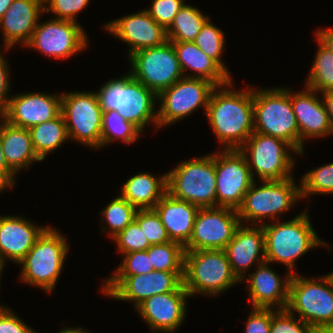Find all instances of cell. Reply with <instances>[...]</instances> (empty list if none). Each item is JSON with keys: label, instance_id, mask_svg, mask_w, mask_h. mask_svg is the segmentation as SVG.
<instances>
[{"label": "cell", "instance_id": "6da1fadb", "mask_svg": "<svg viewBox=\"0 0 333 333\" xmlns=\"http://www.w3.org/2000/svg\"><path fill=\"white\" fill-rule=\"evenodd\" d=\"M232 83L213 89L206 110L210 126L225 150L240 149L254 132L253 89L233 91Z\"/></svg>", "mask_w": 333, "mask_h": 333}, {"label": "cell", "instance_id": "7a4b0ae2", "mask_svg": "<svg viewBox=\"0 0 333 333\" xmlns=\"http://www.w3.org/2000/svg\"><path fill=\"white\" fill-rule=\"evenodd\" d=\"M102 111L115 110L141 131L151 122L158 128L155 104L157 94L135 79L130 72L118 79H110L98 92Z\"/></svg>", "mask_w": 333, "mask_h": 333}, {"label": "cell", "instance_id": "3957f363", "mask_svg": "<svg viewBox=\"0 0 333 333\" xmlns=\"http://www.w3.org/2000/svg\"><path fill=\"white\" fill-rule=\"evenodd\" d=\"M265 261L279 262L292 270L295 261L319 245L329 246L319 238L312 228L307 212H302L283 223H263Z\"/></svg>", "mask_w": 333, "mask_h": 333}, {"label": "cell", "instance_id": "277c9868", "mask_svg": "<svg viewBox=\"0 0 333 333\" xmlns=\"http://www.w3.org/2000/svg\"><path fill=\"white\" fill-rule=\"evenodd\" d=\"M253 117L254 132L284 140L299 153V129L288 88L253 89Z\"/></svg>", "mask_w": 333, "mask_h": 333}, {"label": "cell", "instance_id": "5b68a950", "mask_svg": "<svg viewBox=\"0 0 333 333\" xmlns=\"http://www.w3.org/2000/svg\"><path fill=\"white\" fill-rule=\"evenodd\" d=\"M167 192L200 208L217 207L215 153L183 161L169 171Z\"/></svg>", "mask_w": 333, "mask_h": 333}, {"label": "cell", "instance_id": "8992f818", "mask_svg": "<svg viewBox=\"0 0 333 333\" xmlns=\"http://www.w3.org/2000/svg\"><path fill=\"white\" fill-rule=\"evenodd\" d=\"M240 282L224 250L185 251L183 285L189 295H218Z\"/></svg>", "mask_w": 333, "mask_h": 333}, {"label": "cell", "instance_id": "52a82bcc", "mask_svg": "<svg viewBox=\"0 0 333 333\" xmlns=\"http://www.w3.org/2000/svg\"><path fill=\"white\" fill-rule=\"evenodd\" d=\"M67 239L48 227L37 239L21 264V280L51 293L58 281L68 253Z\"/></svg>", "mask_w": 333, "mask_h": 333}, {"label": "cell", "instance_id": "ba28073f", "mask_svg": "<svg viewBox=\"0 0 333 333\" xmlns=\"http://www.w3.org/2000/svg\"><path fill=\"white\" fill-rule=\"evenodd\" d=\"M286 310L299 314L314 330L333 325V284L329 276L309 279L293 273Z\"/></svg>", "mask_w": 333, "mask_h": 333}, {"label": "cell", "instance_id": "9c48e42d", "mask_svg": "<svg viewBox=\"0 0 333 333\" xmlns=\"http://www.w3.org/2000/svg\"><path fill=\"white\" fill-rule=\"evenodd\" d=\"M263 186H256L255 181L244 195L241 206L237 209L240 223L242 221L259 223L265 218L279 219L278 214L287 212L296 201L301 199V189L294 178L285 180L261 181ZM258 187V188H257Z\"/></svg>", "mask_w": 333, "mask_h": 333}, {"label": "cell", "instance_id": "30bf717a", "mask_svg": "<svg viewBox=\"0 0 333 333\" xmlns=\"http://www.w3.org/2000/svg\"><path fill=\"white\" fill-rule=\"evenodd\" d=\"M287 148L297 153L284 140L253 132L239 150L246 157L253 179L255 170V175L257 174L261 181H267L285 180L293 176L291 173L295 161Z\"/></svg>", "mask_w": 333, "mask_h": 333}, {"label": "cell", "instance_id": "8fae6325", "mask_svg": "<svg viewBox=\"0 0 333 333\" xmlns=\"http://www.w3.org/2000/svg\"><path fill=\"white\" fill-rule=\"evenodd\" d=\"M215 87L214 83L203 78L182 77L161 91L157 95L158 101L160 99V108L157 111L158 127L178 122L188 117L198 107H204L206 113Z\"/></svg>", "mask_w": 333, "mask_h": 333}, {"label": "cell", "instance_id": "7c38bea8", "mask_svg": "<svg viewBox=\"0 0 333 333\" xmlns=\"http://www.w3.org/2000/svg\"><path fill=\"white\" fill-rule=\"evenodd\" d=\"M61 114L69 139L100 148L103 111L96 92H69L62 94Z\"/></svg>", "mask_w": 333, "mask_h": 333}, {"label": "cell", "instance_id": "4fadbf2b", "mask_svg": "<svg viewBox=\"0 0 333 333\" xmlns=\"http://www.w3.org/2000/svg\"><path fill=\"white\" fill-rule=\"evenodd\" d=\"M130 74L157 95L184 77L172 42L146 48L129 58Z\"/></svg>", "mask_w": 333, "mask_h": 333}, {"label": "cell", "instance_id": "5bb4252c", "mask_svg": "<svg viewBox=\"0 0 333 333\" xmlns=\"http://www.w3.org/2000/svg\"><path fill=\"white\" fill-rule=\"evenodd\" d=\"M184 272L152 271L134 276H111L102 286L110 298L133 301L136 308L145 299L157 294L177 291L183 285Z\"/></svg>", "mask_w": 333, "mask_h": 333}, {"label": "cell", "instance_id": "9a60e30c", "mask_svg": "<svg viewBox=\"0 0 333 333\" xmlns=\"http://www.w3.org/2000/svg\"><path fill=\"white\" fill-rule=\"evenodd\" d=\"M217 207L237 210L255 181L246 157L239 149L215 153Z\"/></svg>", "mask_w": 333, "mask_h": 333}, {"label": "cell", "instance_id": "2e32d148", "mask_svg": "<svg viewBox=\"0 0 333 333\" xmlns=\"http://www.w3.org/2000/svg\"><path fill=\"white\" fill-rule=\"evenodd\" d=\"M237 210L228 207L200 208L193 226L192 236L185 251L224 250L240 225Z\"/></svg>", "mask_w": 333, "mask_h": 333}, {"label": "cell", "instance_id": "e0dca14e", "mask_svg": "<svg viewBox=\"0 0 333 333\" xmlns=\"http://www.w3.org/2000/svg\"><path fill=\"white\" fill-rule=\"evenodd\" d=\"M86 32L78 22L56 19L38 23L28 47L38 49L46 56L65 59L87 48Z\"/></svg>", "mask_w": 333, "mask_h": 333}, {"label": "cell", "instance_id": "ac0fdd59", "mask_svg": "<svg viewBox=\"0 0 333 333\" xmlns=\"http://www.w3.org/2000/svg\"><path fill=\"white\" fill-rule=\"evenodd\" d=\"M10 97L0 116L13 126L30 129L61 114L62 94L27 92Z\"/></svg>", "mask_w": 333, "mask_h": 333}, {"label": "cell", "instance_id": "d6986e66", "mask_svg": "<svg viewBox=\"0 0 333 333\" xmlns=\"http://www.w3.org/2000/svg\"><path fill=\"white\" fill-rule=\"evenodd\" d=\"M104 28L129 45V57L139 50L158 47L168 41L167 30L146 10L110 21Z\"/></svg>", "mask_w": 333, "mask_h": 333}, {"label": "cell", "instance_id": "ffe728a7", "mask_svg": "<svg viewBox=\"0 0 333 333\" xmlns=\"http://www.w3.org/2000/svg\"><path fill=\"white\" fill-rule=\"evenodd\" d=\"M190 295L182 285L177 291L145 299L135 309L153 332L172 333L186 318V300Z\"/></svg>", "mask_w": 333, "mask_h": 333}, {"label": "cell", "instance_id": "44dd1931", "mask_svg": "<svg viewBox=\"0 0 333 333\" xmlns=\"http://www.w3.org/2000/svg\"><path fill=\"white\" fill-rule=\"evenodd\" d=\"M316 90L305 86V91L291 92L290 99L299 129V153H304L306 138H319L332 133L323 99Z\"/></svg>", "mask_w": 333, "mask_h": 333}, {"label": "cell", "instance_id": "7402d4cb", "mask_svg": "<svg viewBox=\"0 0 333 333\" xmlns=\"http://www.w3.org/2000/svg\"><path fill=\"white\" fill-rule=\"evenodd\" d=\"M260 225V226H259ZM232 272L241 282L252 264L265 262L264 230L261 224L255 227L240 224L232 240L224 249ZM244 274V275H243Z\"/></svg>", "mask_w": 333, "mask_h": 333}, {"label": "cell", "instance_id": "603a6c76", "mask_svg": "<svg viewBox=\"0 0 333 333\" xmlns=\"http://www.w3.org/2000/svg\"><path fill=\"white\" fill-rule=\"evenodd\" d=\"M265 261L258 265L255 273L245 276L252 308H270L276 305L277 310L286 309L288 303L289 284L294 270L288 271L285 280L271 270ZM248 277V278H247Z\"/></svg>", "mask_w": 333, "mask_h": 333}, {"label": "cell", "instance_id": "cb8c5ba5", "mask_svg": "<svg viewBox=\"0 0 333 333\" xmlns=\"http://www.w3.org/2000/svg\"><path fill=\"white\" fill-rule=\"evenodd\" d=\"M42 12L43 0H14L11 3L0 19L5 50L18 43L24 46L28 44Z\"/></svg>", "mask_w": 333, "mask_h": 333}, {"label": "cell", "instance_id": "d4e9b609", "mask_svg": "<svg viewBox=\"0 0 333 333\" xmlns=\"http://www.w3.org/2000/svg\"><path fill=\"white\" fill-rule=\"evenodd\" d=\"M49 226L39 227L18 216L0 215V254L19 263Z\"/></svg>", "mask_w": 333, "mask_h": 333}, {"label": "cell", "instance_id": "484cf974", "mask_svg": "<svg viewBox=\"0 0 333 333\" xmlns=\"http://www.w3.org/2000/svg\"><path fill=\"white\" fill-rule=\"evenodd\" d=\"M200 207L172 197L168 192L153 210L158 214L171 241L185 246L192 236L193 226Z\"/></svg>", "mask_w": 333, "mask_h": 333}, {"label": "cell", "instance_id": "4316f807", "mask_svg": "<svg viewBox=\"0 0 333 333\" xmlns=\"http://www.w3.org/2000/svg\"><path fill=\"white\" fill-rule=\"evenodd\" d=\"M0 119V141L8 166L16 173L28 168L34 161H42L34 151L29 129Z\"/></svg>", "mask_w": 333, "mask_h": 333}, {"label": "cell", "instance_id": "83f0119b", "mask_svg": "<svg viewBox=\"0 0 333 333\" xmlns=\"http://www.w3.org/2000/svg\"><path fill=\"white\" fill-rule=\"evenodd\" d=\"M173 44L184 77L203 78L216 86H222L231 77L210 57H208L194 42L170 41ZM189 68L194 75H185Z\"/></svg>", "mask_w": 333, "mask_h": 333}, {"label": "cell", "instance_id": "f1b7e54d", "mask_svg": "<svg viewBox=\"0 0 333 333\" xmlns=\"http://www.w3.org/2000/svg\"><path fill=\"white\" fill-rule=\"evenodd\" d=\"M167 193V173L155 177L148 172L138 173L124 183L120 196L137 210L153 209Z\"/></svg>", "mask_w": 333, "mask_h": 333}, {"label": "cell", "instance_id": "f546056e", "mask_svg": "<svg viewBox=\"0 0 333 333\" xmlns=\"http://www.w3.org/2000/svg\"><path fill=\"white\" fill-rule=\"evenodd\" d=\"M29 132L34 151L42 161L48 153H54V150L69 139L62 114L30 128Z\"/></svg>", "mask_w": 333, "mask_h": 333}, {"label": "cell", "instance_id": "4dcf8cb0", "mask_svg": "<svg viewBox=\"0 0 333 333\" xmlns=\"http://www.w3.org/2000/svg\"><path fill=\"white\" fill-rule=\"evenodd\" d=\"M209 18L198 8L184 4L167 29L168 41L193 42Z\"/></svg>", "mask_w": 333, "mask_h": 333}, {"label": "cell", "instance_id": "1f68e13d", "mask_svg": "<svg viewBox=\"0 0 333 333\" xmlns=\"http://www.w3.org/2000/svg\"><path fill=\"white\" fill-rule=\"evenodd\" d=\"M141 132L137 126L125 120L117 111H103L100 148L118 139L126 144H132Z\"/></svg>", "mask_w": 333, "mask_h": 333}, {"label": "cell", "instance_id": "d6a6232c", "mask_svg": "<svg viewBox=\"0 0 333 333\" xmlns=\"http://www.w3.org/2000/svg\"><path fill=\"white\" fill-rule=\"evenodd\" d=\"M148 256L154 271L184 272L185 249L178 242L151 245L148 248Z\"/></svg>", "mask_w": 333, "mask_h": 333}, {"label": "cell", "instance_id": "836d02e7", "mask_svg": "<svg viewBox=\"0 0 333 333\" xmlns=\"http://www.w3.org/2000/svg\"><path fill=\"white\" fill-rule=\"evenodd\" d=\"M319 49L307 77L306 87L316 90L319 94L333 90V53L329 51L316 37Z\"/></svg>", "mask_w": 333, "mask_h": 333}, {"label": "cell", "instance_id": "e575fe53", "mask_svg": "<svg viewBox=\"0 0 333 333\" xmlns=\"http://www.w3.org/2000/svg\"><path fill=\"white\" fill-rule=\"evenodd\" d=\"M103 209L101 211V215H103L102 221L105 220V224L107 222V225L101 231L105 232L109 227L108 232L110 231L109 235L112 236L111 238L124 230L134 220L137 212V209L133 205L119 195Z\"/></svg>", "mask_w": 333, "mask_h": 333}, {"label": "cell", "instance_id": "d590c367", "mask_svg": "<svg viewBox=\"0 0 333 333\" xmlns=\"http://www.w3.org/2000/svg\"><path fill=\"white\" fill-rule=\"evenodd\" d=\"M225 34L221 29L214 26L210 22V18L205 22L200 32L194 39V43L201 49L208 57L213 59L229 76L227 67L221 59L224 51Z\"/></svg>", "mask_w": 333, "mask_h": 333}, {"label": "cell", "instance_id": "8d00e7d4", "mask_svg": "<svg viewBox=\"0 0 333 333\" xmlns=\"http://www.w3.org/2000/svg\"><path fill=\"white\" fill-rule=\"evenodd\" d=\"M301 180V198L310 194H333V163L310 170Z\"/></svg>", "mask_w": 333, "mask_h": 333}, {"label": "cell", "instance_id": "74e56055", "mask_svg": "<svg viewBox=\"0 0 333 333\" xmlns=\"http://www.w3.org/2000/svg\"><path fill=\"white\" fill-rule=\"evenodd\" d=\"M134 221L143 230L151 245L164 244L171 241L160 217L153 209L137 210Z\"/></svg>", "mask_w": 333, "mask_h": 333}, {"label": "cell", "instance_id": "f35d334b", "mask_svg": "<svg viewBox=\"0 0 333 333\" xmlns=\"http://www.w3.org/2000/svg\"><path fill=\"white\" fill-rule=\"evenodd\" d=\"M112 239L116 241L118 252L122 254L147 250L151 246L143 230L134 220Z\"/></svg>", "mask_w": 333, "mask_h": 333}, {"label": "cell", "instance_id": "ab89813d", "mask_svg": "<svg viewBox=\"0 0 333 333\" xmlns=\"http://www.w3.org/2000/svg\"><path fill=\"white\" fill-rule=\"evenodd\" d=\"M315 330L299 317L286 309H271V327L269 333H314Z\"/></svg>", "mask_w": 333, "mask_h": 333}, {"label": "cell", "instance_id": "60d3db41", "mask_svg": "<svg viewBox=\"0 0 333 333\" xmlns=\"http://www.w3.org/2000/svg\"><path fill=\"white\" fill-rule=\"evenodd\" d=\"M123 261L120 266L115 269V274L112 276H134L140 274H148L154 271V267L151 264L150 257L148 256V249L129 252L123 254Z\"/></svg>", "mask_w": 333, "mask_h": 333}, {"label": "cell", "instance_id": "b9f144b4", "mask_svg": "<svg viewBox=\"0 0 333 333\" xmlns=\"http://www.w3.org/2000/svg\"><path fill=\"white\" fill-rule=\"evenodd\" d=\"M183 5V0H152L151 7L149 6V9L145 10L167 30Z\"/></svg>", "mask_w": 333, "mask_h": 333}, {"label": "cell", "instance_id": "7bdbcfd3", "mask_svg": "<svg viewBox=\"0 0 333 333\" xmlns=\"http://www.w3.org/2000/svg\"><path fill=\"white\" fill-rule=\"evenodd\" d=\"M90 0H46L44 12L56 14V19L76 21L77 13H80Z\"/></svg>", "mask_w": 333, "mask_h": 333}, {"label": "cell", "instance_id": "ee69618b", "mask_svg": "<svg viewBox=\"0 0 333 333\" xmlns=\"http://www.w3.org/2000/svg\"><path fill=\"white\" fill-rule=\"evenodd\" d=\"M10 310L0 305V333H36Z\"/></svg>", "mask_w": 333, "mask_h": 333}, {"label": "cell", "instance_id": "f6af8a7d", "mask_svg": "<svg viewBox=\"0 0 333 333\" xmlns=\"http://www.w3.org/2000/svg\"><path fill=\"white\" fill-rule=\"evenodd\" d=\"M249 315L245 333H269L271 327L270 308H253Z\"/></svg>", "mask_w": 333, "mask_h": 333}, {"label": "cell", "instance_id": "bcb514c9", "mask_svg": "<svg viewBox=\"0 0 333 333\" xmlns=\"http://www.w3.org/2000/svg\"><path fill=\"white\" fill-rule=\"evenodd\" d=\"M2 52H0V114L6 109L9 103L7 93L9 92L10 80H9V65L4 58Z\"/></svg>", "mask_w": 333, "mask_h": 333}, {"label": "cell", "instance_id": "7dc6e473", "mask_svg": "<svg viewBox=\"0 0 333 333\" xmlns=\"http://www.w3.org/2000/svg\"><path fill=\"white\" fill-rule=\"evenodd\" d=\"M315 33V37L333 53V28L319 29Z\"/></svg>", "mask_w": 333, "mask_h": 333}, {"label": "cell", "instance_id": "c3c4849f", "mask_svg": "<svg viewBox=\"0 0 333 333\" xmlns=\"http://www.w3.org/2000/svg\"><path fill=\"white\" fill-rule=\"evenodd\" d=\"M15 174V172H7L0 170V192L7 188H14L15 180L13 179L14 177H16Z\"/></svg>", "mask_w": 333, "mask_h": 333}, {"label": "cell", "instance_id": "681fc988", "mask_svg": "<svg viewBox=\"0 0 333 333\" xmlns=\"http://www.w3.org/2000/svg\"><path fill=\"white\" fill-rule=\"evenodd\" d=\"M321 95L323 97L333 133V90L324 91Z\"/></svg>", "mask_w": 333, "mask_h": 333}, {"label": "cell", "instance_id": "f907efd6", "mask_svg": "<svg viewBox=\"0 0 333 333\" xmlns=\"http://www.w3.org/2000/svg\"><path fill=\"white\" fill-rule=\"evenodd\" d=\"M0 170L1 171H7V172H14L7 164L2 146H1V141H0Z\"/></svg>", "mask_w": 333, "mask_h": 333}, {"label": "cell", "instance_id": "816d5d0a", "mask_svg": "<svg viewBox=\"0 0 333 333\" xmlns=\"http://www.w3.org/2000/svg\"><path fill=\"white\" fill-rule=\"evenodd\" d=\"M14 0H0V19Z\"/></svg>", "mask_w": 333, "mask_h": 333}, {"label": "cell", "instance_id": "f5cc1de1", "mask_svg": "<svg viewBox=\"0 0 333 333\" xmlns=\"http://www.w3.org/2000/svg\"><path fill=\"white\" fill-rule=\"evenodd\" d=\"M314 333H333V325H327L315 329Z\"/></svg>", "mask_w": 333, "mask_h": 333}, {"label": "cell", "instance_id": "db71d44e", "mask_svg": "<svg viewBox=\"0 0 333 333\" xmlns=\"http://www.w3.org/2000/svg\"><path fill=\"white\" fill-rule=\"evenodd\" d=\"M65 333H86V331H84L82 327H79V328H75V327L67 328L66 327L65 328ZM87 333H89V332H87Z\"/></svg>", "mask_w": 333, "mask_h": 333}, {"label": "cell", "instance_id": "11a10c76", "mask_svg": "<svg viewBox=\"0 0 333 333\" xmlns=\"http://www.w3.org/2000/svg\"><path fill=\"white\" fill-rule=\"evenodd\" d=\"M4 264H5V261H4V259L2 258L1 254H0V276H1V273L3 271V267L5 266ZM0 279H1V277H0Z\"/></svg>", "mask_w": 333, "mask_h": 333}, {"label": "cell", "instance_id": "9f6ffc18", "mask_svg": "<svg viewBox=\"0 0 333 333\" xmlns=\"http://www.w3.org/2000/svg\"><path fill=\"white\" fill-rule=\"evenodd\" d=\"M327 275L329 276V278H330V280L332 281V284H333V271L331 273L327 274Z\"/></svg>", "mask_w": 333, "mask_h": 333}, {"label": "cell", "instance_id": "6f0895ef", "mask_svg": "<svg viewBox=\"0 0 333 333\" xmlns=\"http://www.w3.org/2000/svg\"><path fill=\"white\" fill-rule=\"evenodd\" d=\"M36 333H38V332H36ZM58 333H65V328L61 329V331H59Z\"/></svg>", "mask_w": 333, "mask_h": 333}]
</instances>
